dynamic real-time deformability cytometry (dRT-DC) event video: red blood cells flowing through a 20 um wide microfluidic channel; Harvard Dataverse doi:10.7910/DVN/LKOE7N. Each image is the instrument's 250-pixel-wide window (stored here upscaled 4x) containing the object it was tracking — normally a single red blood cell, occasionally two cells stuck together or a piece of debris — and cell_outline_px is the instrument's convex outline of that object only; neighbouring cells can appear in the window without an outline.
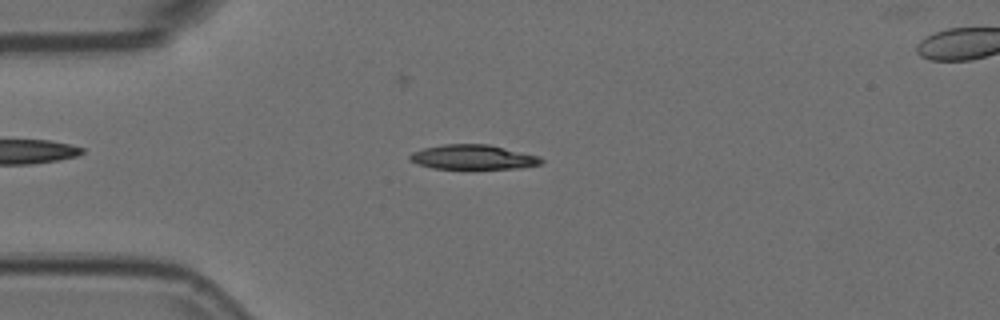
{"species": "Egyptian fruit bat (a non-hibernating species)", "species_latin": "Rousettus aegyptiacus", "temperature_condition": "room temperature", "stored_images_in_passage": 4, "camera_frame_rate_fps": 3000, "um_per_image_px": 0.085, "animal": {"sex": "female"}, "frame": {"image": 1, "passage_image": 3, "time_ms": 0.667, "image_size_px": [1000, 320], "cell_outline_px": [[544, 160], [540, 164], [520, 168], [432, 168], [416, 164], [408, 160], [408, 156], [412, 152], [424, 148], [444, 144], [488, 144], [540, 156]], "centroid_in_image_um": [40.18, 13.35], "position_along_channel_um": 44.8, "area_um2": 18.79}}